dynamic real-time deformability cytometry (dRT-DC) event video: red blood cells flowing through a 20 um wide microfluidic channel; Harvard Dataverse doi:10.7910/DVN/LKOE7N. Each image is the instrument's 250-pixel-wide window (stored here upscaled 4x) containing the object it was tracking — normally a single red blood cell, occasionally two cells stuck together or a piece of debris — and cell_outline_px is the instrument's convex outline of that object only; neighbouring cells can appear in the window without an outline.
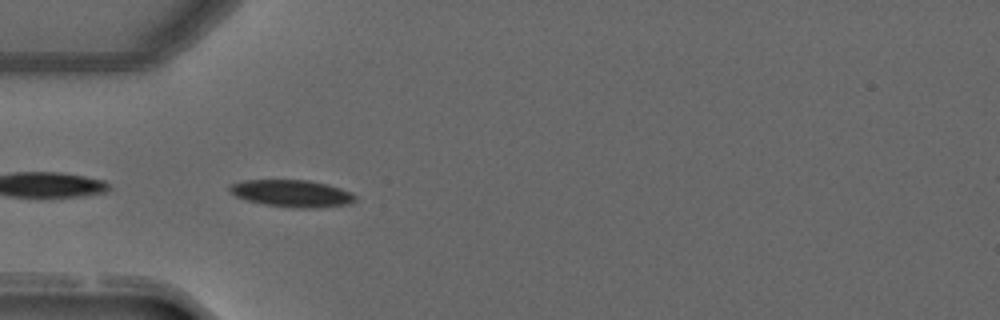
{"species": "common noctule bat (a hibernating species)", "species_latin": "Nyctalus noctula", "temperature_condition": "warm", "stored_images_in_passage": 35, "camera_frame_rate_fps": 3000, "um_per_image_px": 0.085, "animal": {"sex": "male", "forearm_length_mm": 52.5}, "frame": {"image": 1, "passage_image": 1, "time_ms": 0.0, "image_size_px": [1000, 320], "cell_outline_px": [[356, 200], [348, 204], [312, 208], [296, 208], [264, 204], [248, 200], [236, 196], [228, 188], [232, 184], [244, 180], [308, 180], [328, 184], [352, 192], [356, 196]], "centroid_in_image_um": [24.85, 16.43], "position_along_channel_um": 60.2, "area_um2": 19.65}}
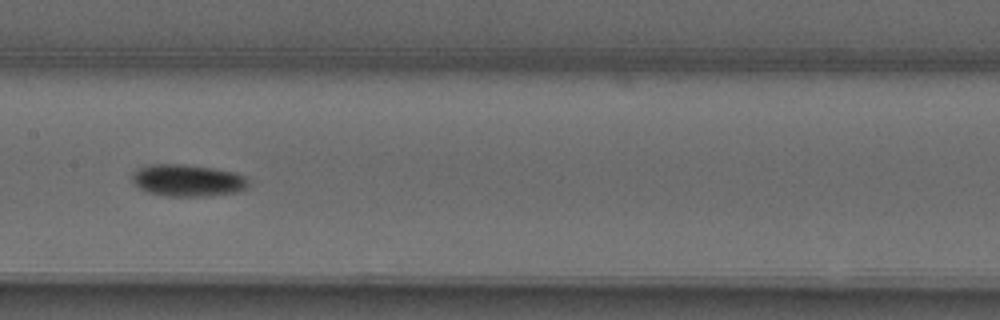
{"frame": {"image": 2, "passage_image": 11, "time_ms": 3.333, "image_size_px": [1000, 320], "cell_outline_px": [[252, 184], [248, 188], [236, 192], [204, 196], [164, 196], [148, 192], [140, 188], [132, 180], [132, 172], [140, 168], [152, 164], [184, 164], [212, 168], [236, 172], [244, 176]], "centroid_in_image_um": [15.99, 15.33], "position_along_channel_um": 191.4, "area_um2": 21.73}}
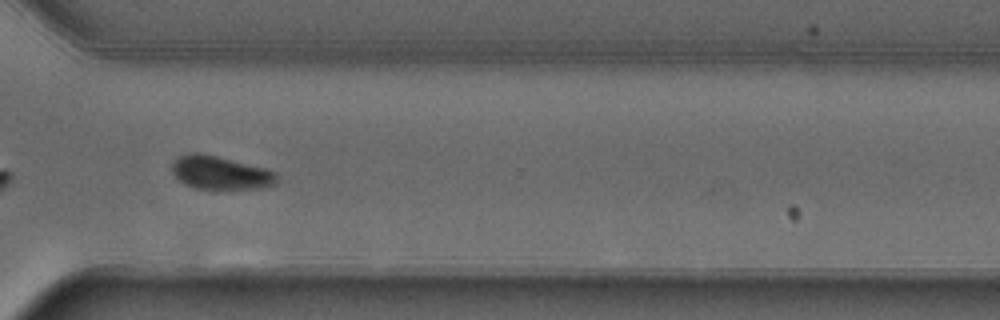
{"frame": {"image": 3, "passage_image": 23, "time_ms": 7.333, "image_size_px": [1000, 320], "cell_outline_px": [[276, 184], [260, 188], [196, 188], [184, 184], [172, 172], [172, 160], [180, 156], [192, 152], [200, 152], [264, 168], [276, 172]], "centroid_in_image_um": [18.7, 14.67], "position_along_channel_um": 351.9, "area_um2": 20.0}, "authors_computed_cell_mechanics": {"area_um2": 20.1722, "velocity_mm_per_s": 4.0188, "shape_relaxation_time_tau1_ms": 3.1179, "shape_relaxation_time_tau2_ms": null, "deformation_change_tau1": 0.1101, "deformation_change_tau2": null}}